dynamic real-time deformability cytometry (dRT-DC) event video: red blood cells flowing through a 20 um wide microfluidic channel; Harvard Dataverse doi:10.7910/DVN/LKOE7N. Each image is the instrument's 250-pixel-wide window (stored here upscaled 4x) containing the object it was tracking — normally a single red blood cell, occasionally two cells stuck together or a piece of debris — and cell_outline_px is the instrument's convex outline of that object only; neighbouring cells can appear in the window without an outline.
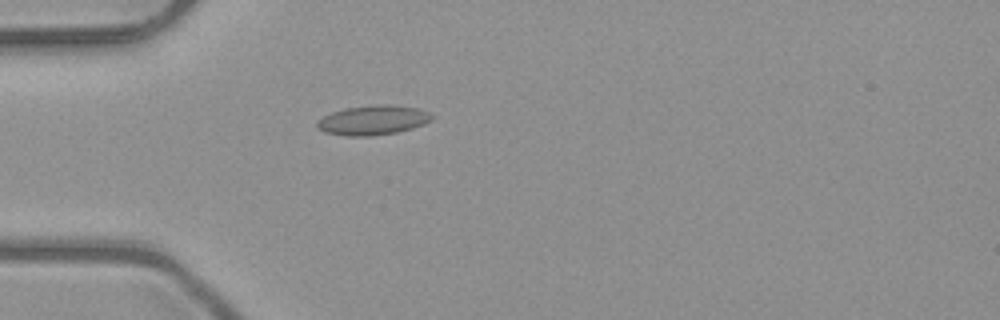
{"species": "common noctule bat (a hibernating species)", "species_latin": "Nyctalus noctula", "temperature_condition": "room temperature", "stored_images_in_passage": 37, "camera_frame_rate_fps": 3000, "um_per_image_px": 0.085, "animal": {"sex": "male", "body_mass_g": 23.1, "forearm_length_mm": 52.7}, "frame": {"image": 1, "passage_image": 1, "time_ms": 0.0, "image_size_px": [1000, 320], "cell_outline_px": [[436, 116], [432, 120], [424, 124], [412, 128], [396, 132], [368, 136], [348, 136], [324, 132], [316, 128], [316, 120], [332, 112], [344, 108], [380, 104], [384, 104], [416, 108], [428, 112]], "centroid_in_image_um": [31.68, 10.21], "position_along_channel_um": 53.3, "area_um2": 19.77}}
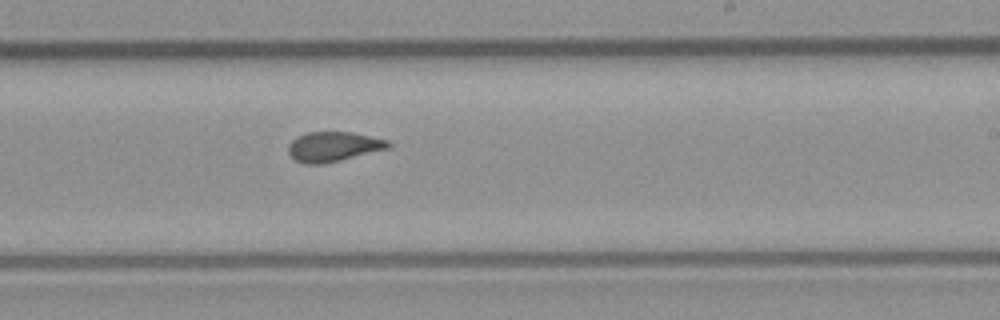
{"frame": {"image": 2, "passage_image": 17, "time_ms": 5.333, "image_size_px": [1000, 320], "cell_outline_px": [[392, 144], [388, 148], [324, 164], [304, 164], [296, 160], [288, 152], [288, 144], [296, 136], [308, 132], [352, 132], [388, 140]], "centroid_in_image_um": [28.31, 12.46], "position_along_channel_um": 260.7, "area_um2": 17.28}}
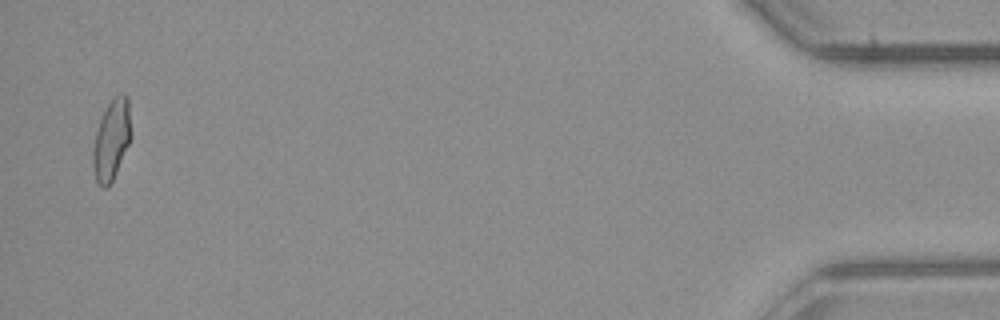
{"frame": {"image": 3, "passage_image": 36, "time_ms": 11.667, "image_size_px": [1000, 320], "cell_outline_px": [[132, 136], [116, 172], [108, 188], [100, 188], [96, 180], [92, 164], [92, 148], [96, 132], [100, 120], [108, 104], [116, 96], [124, 92], [128, 96]], "centroid_in_image_um": [9.48, 11.9], "position_along_channel_um": 425.7, "area_um2": 17.92}, "authors_computed_cell_mechanics": {"area_um2": 17.5712, "velocity_mm_per_s": 4.0461, "shape_relaxation_time_tau1_ms": null, "shape_relaxation_time_tau2_ms": 1.2838, "deformation_change_tau1": null, "deformation_change_tau2": 0.0564}}